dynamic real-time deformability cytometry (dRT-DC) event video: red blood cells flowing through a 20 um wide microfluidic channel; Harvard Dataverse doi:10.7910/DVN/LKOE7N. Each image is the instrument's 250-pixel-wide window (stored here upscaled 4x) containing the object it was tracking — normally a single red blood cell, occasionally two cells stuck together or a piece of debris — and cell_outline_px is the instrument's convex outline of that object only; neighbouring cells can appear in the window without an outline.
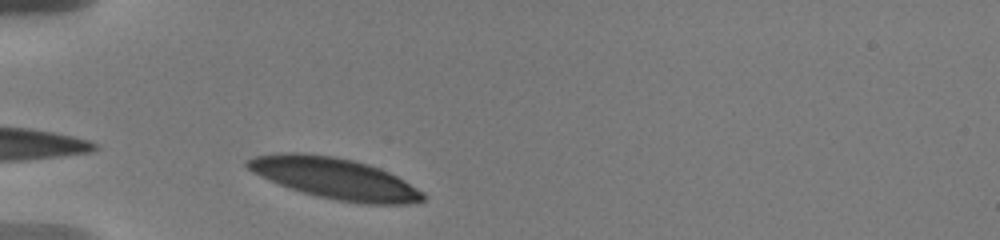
{"species": "human", "species_latin": "Homo sapiens", "temperature_condition": "warm", "stored_images_in_passage": 30, "camera_frame_rate_fps": 3000, "um_per_image_px": 0.085, "donor": {"sex": "male"}, "frame": {"image": 1, "passage_image": 2, "time_ms": 0.333, "image_size_px": [1000, 240], "cell_outline_px": [[424, 200], [404, 204], [360, 204], [316, 196], [280, 184], [252, 172], [244, 164], [244, 160], [252, 156], [280, 152], [304, 152], [336, 156], [368, 164], [380, 168], [404, 180], [424, 192]], "centroid_in_image_um": [28.43, 15.14], "position_along_channel_um": 56.6, "area_um2": 42.08}}
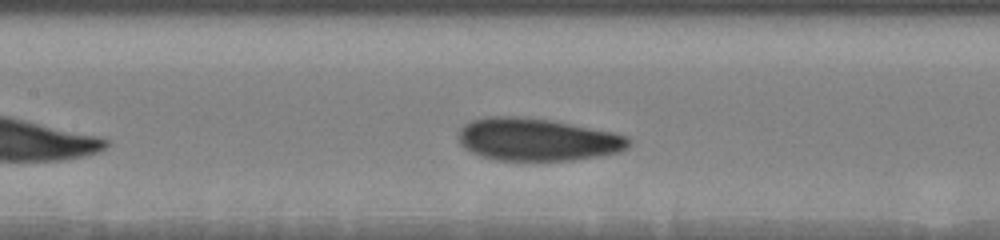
{"frame": {"image": 2, "passage_image": 11, "time_ms": 3.667, "image_size_px": [1000, 240], "cell_outline_px": [[628, 144], [620, 152], [572, 160], [496, 160], [480, 156], [464, 148], [456, 140], [456, 136], [460, 128], [464, 124], [472, 120], [488, 116], [520, 116], [552, 120], [612, 132], [628, 136]], "centroid_in_image_um": [45.57, 11.85], "position_along_channel_um": 161.8, "area_um2": 42.31}}
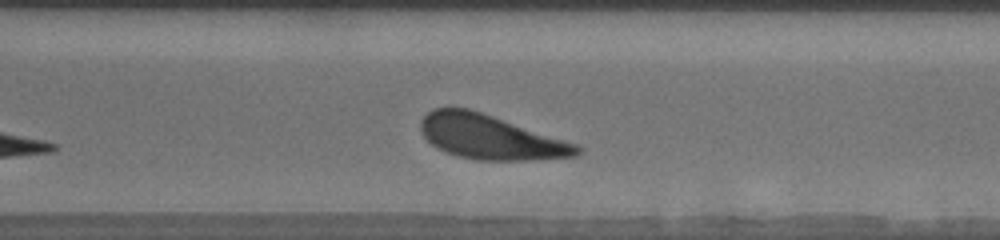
{"frame": {"image": 3, "passage_image": 24, "time_ms": 8.333, "image_size_px": [1000, 240], "cell_outline_px": [[584, 152], [576, 156], [532, 160], [476, 160], [456, 156], [436, 148], [424, 136], [420, 128], [420, 120], [432, 108], [468, 108], [576, 144]], "centroid_in_image_um": [41.64, 11.67], "position_along_channel_um": 329.0, "area_um2": 39.94}, "authors_computed_cell_mechanics": {"area_um2": 41.6738, "velocity_mm_per_s": 3.5922, "shape_relaxation_time_tau1_ms": 2.5089, "shape_relaxation_time_tau2_ms": 5.697, "deformation_change_tau1": 0.1242, "deformation_change_tau2": 0.1428}}